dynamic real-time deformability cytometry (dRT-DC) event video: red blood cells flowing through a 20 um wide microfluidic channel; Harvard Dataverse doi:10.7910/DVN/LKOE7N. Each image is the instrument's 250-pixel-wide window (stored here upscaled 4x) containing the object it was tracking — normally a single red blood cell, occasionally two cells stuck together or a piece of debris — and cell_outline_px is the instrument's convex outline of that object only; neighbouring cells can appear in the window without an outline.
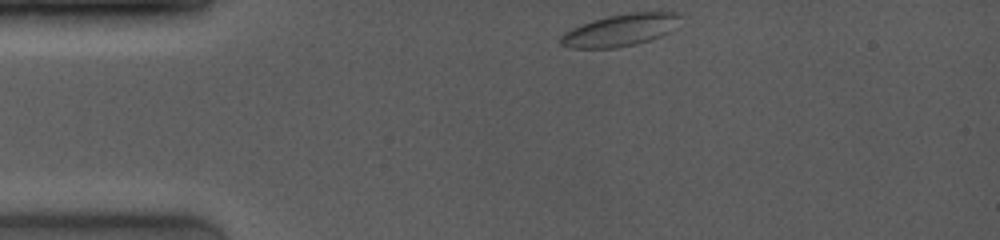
{"species": "common noctule bat (a hibernating species)", "species_latin": "Nyctalus noctula", "temperature_condition": "room temperature", "stored_images_in_passage": 11, "camera_frame_rate_fps": 4000, "um_per_image_px": 0.085, "animal": {"sex": "female", "body_mass_g": 19.0, "forearm_length_mm": 53.3}, "frame": {"image": 1, "passage_image": 1, "time_ms": 0.0, "image_size_px": [1000, 240], "cell_outline_px": [[680, 16], [668, 32], [652, 40], [636, 44], [616, 48], [568, 48], [560, 44], [560, 36], [564, 32], [580, 24], [592, 20], [608, 16], [628, 12], [680, 12]], "centroid_in_image_um": [52.66, 2.57], "position_along_channel_um": 32.3, "area_um2": 22.31}}